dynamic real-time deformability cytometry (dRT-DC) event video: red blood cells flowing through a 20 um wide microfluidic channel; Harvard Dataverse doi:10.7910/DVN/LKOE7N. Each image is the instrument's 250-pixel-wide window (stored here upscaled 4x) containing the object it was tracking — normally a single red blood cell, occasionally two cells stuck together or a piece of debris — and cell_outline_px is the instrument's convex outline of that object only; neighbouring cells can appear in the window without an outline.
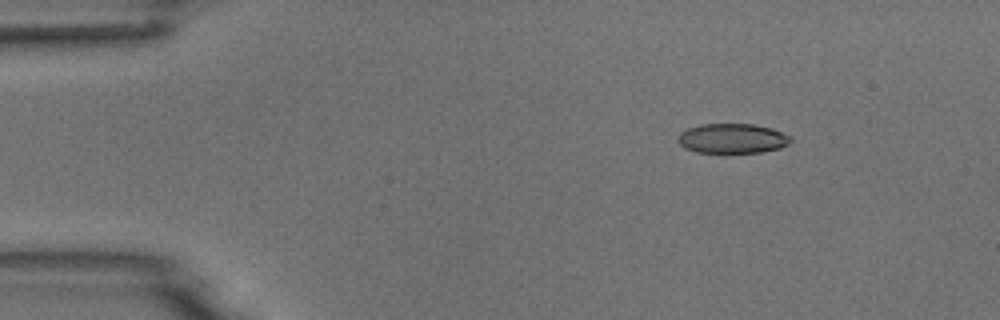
{"species": "common noctule bat (a hibernating species)", "species_latin": "Nyctalus noctula", "temperature_condition": "room temperature", "stored_images_in_passage": 7, "camera_frame_rate_fps": 3000, "um_per_image_px": 0.085, "animal": {"sex": "male", "body_mass_g": 18.8}, "frame": {"image": 1, "passage_image": 3, "time_ms": 2.333, "image_size_px": [1000, 320], "cell_outline_px": [[792, 140], [788, 144], [780, 148], [760, 152], [696, 152], [684, 148], [676, 140], [680, 132], [688, 128], [700, 124], [752, 124], [772, 128], [792, 136]], "centroid_in_image_um": [62.24, 11.76], "position_along_channel_um": 22.8, "area_um2": 19.59}}
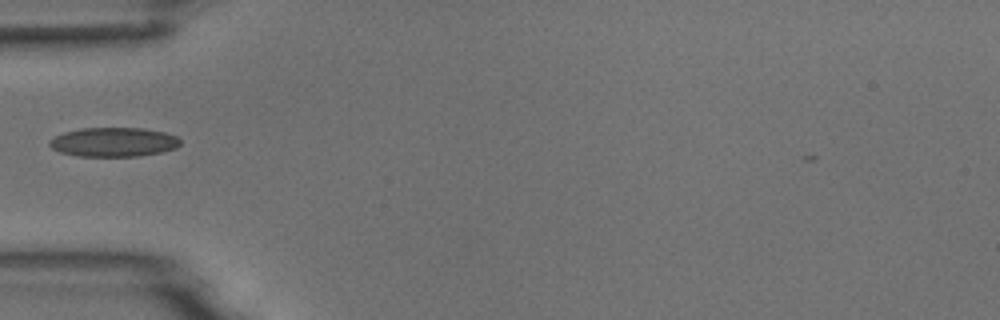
{"frame": {"image": 2, "passage_image": 5, "time_ms": 5.667, "image_size_px": [1000, 320], "cell_outline_px": [[180, 144], [176, 148], [160, 152], [140, 156], [80, 156], [60, 152], [52, 148], [48, 144], [48, 140], [64, 132], [80, 128], [144, 128], [164, 132], [176, 136], [180, 140]], "centroid_in_image_um": [9.65, 12.07], "position_along_channel_um": 75.4, "area_um2": 22.25}}